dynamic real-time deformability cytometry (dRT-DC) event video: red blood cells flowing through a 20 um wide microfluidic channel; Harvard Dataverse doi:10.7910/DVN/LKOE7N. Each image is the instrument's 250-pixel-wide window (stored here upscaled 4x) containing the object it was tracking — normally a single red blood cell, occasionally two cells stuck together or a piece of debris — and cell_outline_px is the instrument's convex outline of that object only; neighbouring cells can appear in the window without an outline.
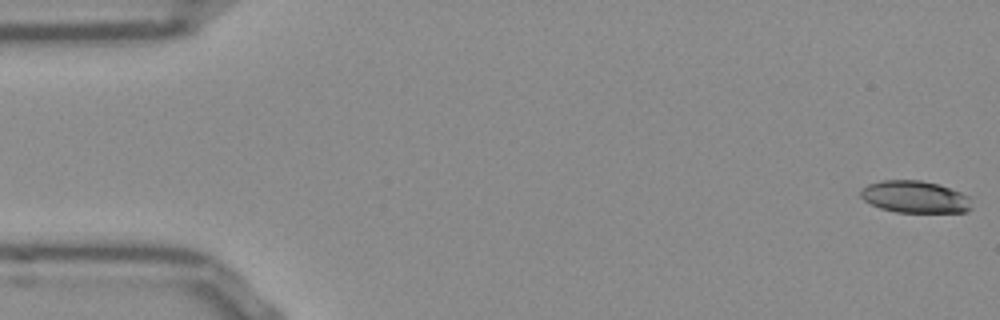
{"species": "Egyptian fruit bat (a non-hibernating species)", "species_latin": "Rousettus aegyptiacus", "temperature_condition": "room temperature", "stored_images_in_passage": 11, "camera_frame_rate_fps": 3000, "um_per_image_px": 0.085, "frame": {"image": 1, "passage_image": 1, "time_ms": 0.0, "image_size_px": [1000, 320], "cell_outline_px": [[972, 208], [968, 212], [896, 212], [880, 208], [864, 200], [860, 196], [860, 192], [868, 184], [880, 180], [920, 180], [936, 184], [960, 192], [968, 196]], "centroid_in_image_um": [77.76, 16.74], "position_along_channel_um": 7.2, "area_um2": 20.58}}